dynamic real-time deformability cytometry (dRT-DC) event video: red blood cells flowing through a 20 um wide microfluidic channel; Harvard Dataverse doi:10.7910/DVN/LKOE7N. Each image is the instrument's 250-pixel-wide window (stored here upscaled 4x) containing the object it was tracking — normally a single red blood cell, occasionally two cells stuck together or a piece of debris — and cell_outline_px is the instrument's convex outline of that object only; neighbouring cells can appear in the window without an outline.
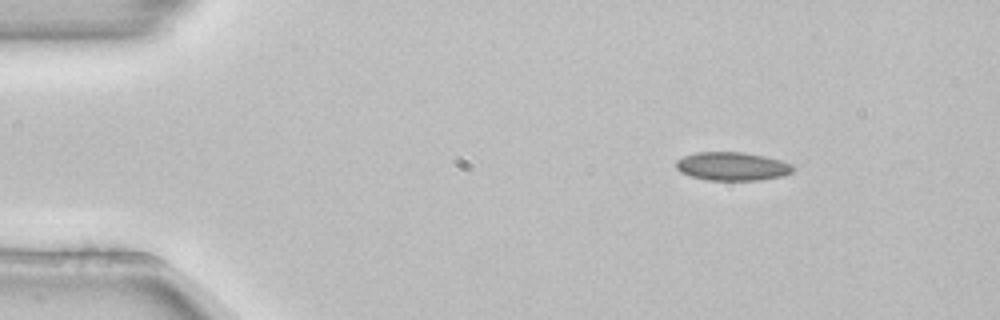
{"species": "common noctule bat (a hibernating species)", "species_latin": "Nyctalus noctula", "temperature_condition": "room temperature", "stored_images_in_passage": 3, "camera_frame_rate_fps": 3000, "um_per_image_px": 0.085, "animal": {"sex": "female", "body_mass_g": 22.7, "forearm_length_mm": 54.2}, "frame": {"image": 1, "passage_image": 1, "time_ms": 0.0, "image_size_px": [1000, 320], "cell_outline_px": [[792, 172], [784, 176], [760, 180], [708, 180], [692, 176], [680, 172], [676, 168], [676, 160], [684, 156], [696, 152], [744, 152], [764, 156], [780, 160], [792, 164]], "centroid_in_image_um": [62.23, 14.13], "position_along_channel_um": 22.8, "area_um2": 19.36}}